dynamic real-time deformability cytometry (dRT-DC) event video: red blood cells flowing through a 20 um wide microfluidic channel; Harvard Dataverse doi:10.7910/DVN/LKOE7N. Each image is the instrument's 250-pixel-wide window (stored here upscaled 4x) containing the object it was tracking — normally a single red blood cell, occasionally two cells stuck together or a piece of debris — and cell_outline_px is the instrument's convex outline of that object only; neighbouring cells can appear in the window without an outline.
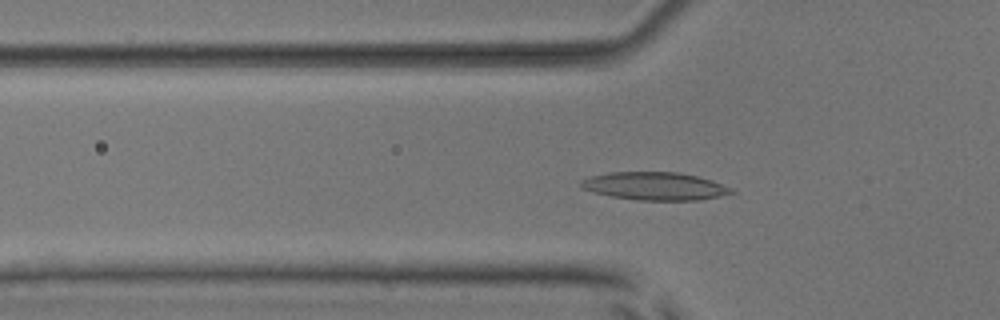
{"species": "common noctule bat (a hibernating species)", "species_latin": "Nyctalus noctula", "temperature_condition": "room temperature", "stored_images_in_passage": 41, "camera_frame_rate_fps": 3000, "um_per_image_px": 0.085, "animal": {"sex": "male", "body_mass_g": 17.9, "forearm_length_mm": 54.2}, "frame": {"image": 1, "passage_image": 13, "time_ms": 4.0, "image_size_px": [1000, 320], "cell_outline_px": [[736, 192], [720, 196], [696, 200], [640, 200], [612, 196], [592, 192], [580, 188], [580, 180], [592, 176], [608, 172], [676, 172], [696, 176], [712, 180], [732, 188]], "centroid_in_image_um": [55.64, 15.82], "position_along_channel_um": 70.2, "area_um2": 24.39}}
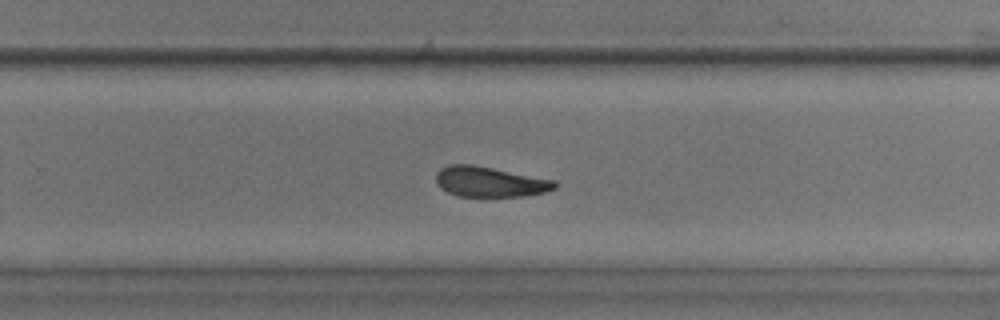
{"frame": {"image": 2, "passage_image": 30, "time_ms": 9.667, "image_size_px": [1000, 320], "cell_outline_px": [[556, 188], [544, 192], [524, 196], [460, 196], [448, 192], [440, 188], [436, 184], [436, 172], [440, 168], [448, 164], [472, 164], [556, 180]], "centroid_in_image_um": [41.61, 15.44], "position_along_channel_um": 288.2, "area_um2": 20.98}}
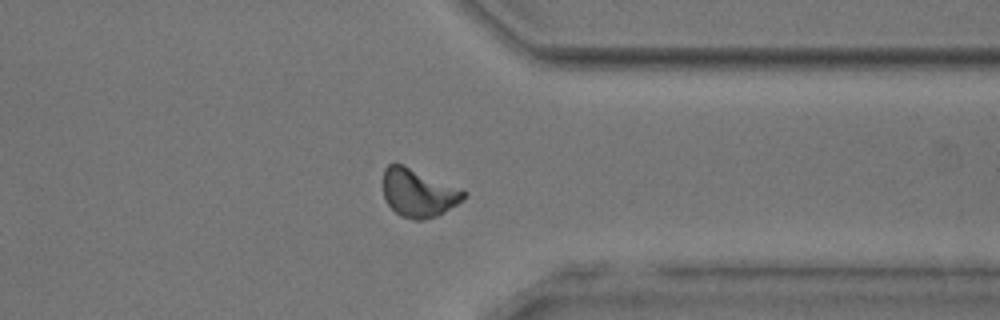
{"frame": {"image": 3, "passage_image": 37, "time_ms": 12.0, "image_size_px": [1000, 320], "cell_outline_px": [[468, 192], [456, 204], [444, 212], [436, 216], [420, 220], [412, 220], [400, 216], [388, 204], [384, 196], [384, 168], [388, 164], [400, 164]], "centroid_in_image_um": [35.53, 16.42], "position_along_channel_um": 375.9, "area_um2": 21.91}, "authors_computed_cell_mechanics": {"area_um2": 21.3282, "velocity_mm_per_s": 3.8708, "shape_relaxation_time_tau1_ms": null, "shape_relaxation_time_tau2_ms": 3.9578, "deformation_change_tau1": null, "deformation_change_tau2": 0.1127}}